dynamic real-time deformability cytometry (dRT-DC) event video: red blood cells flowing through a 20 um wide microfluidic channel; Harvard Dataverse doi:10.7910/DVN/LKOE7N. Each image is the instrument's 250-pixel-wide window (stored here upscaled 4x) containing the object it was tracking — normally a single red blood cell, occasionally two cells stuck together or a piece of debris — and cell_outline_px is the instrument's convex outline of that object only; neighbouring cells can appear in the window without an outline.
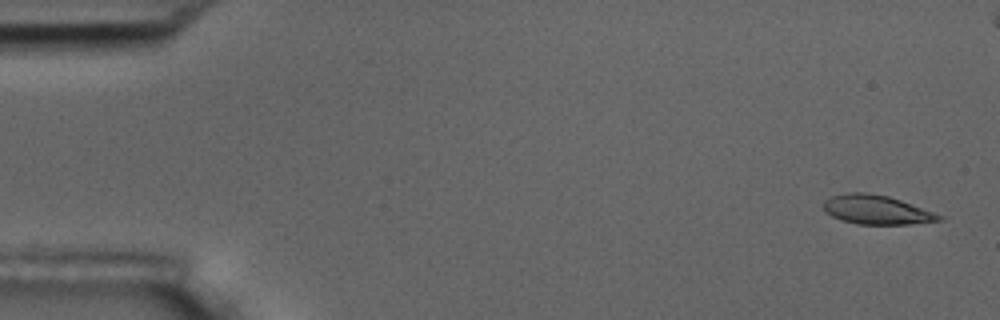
{"species": "common noctule bat (a hibernating species)", "species_latin": "Nyctalus noctula", "temperature_condition": "room temperature", "stored_images_in_passage": 11, "camera_frame_rate_fps": 3000, "um_per_image_px": 0.085, "animal": {"sex": "male", "body_mass_g": 17.5, "forearm_length_mm": 52.3}, "frame": {"image": 1, "passage_image": 1, "time_ms": 0.0, "image_size_px": [1000, 320], "cell_outline_px": [[948, 216], [944, 220], [908, 224], [856, 224], [840, 220], [824, 212], [824, 200], [832, 196], [848, 192], [864, 192], [888, 196]], "centroid_in_image_um": [74.55, 17.84], "position_along_channel_um": 10.5, "area_um2": 19.83}}
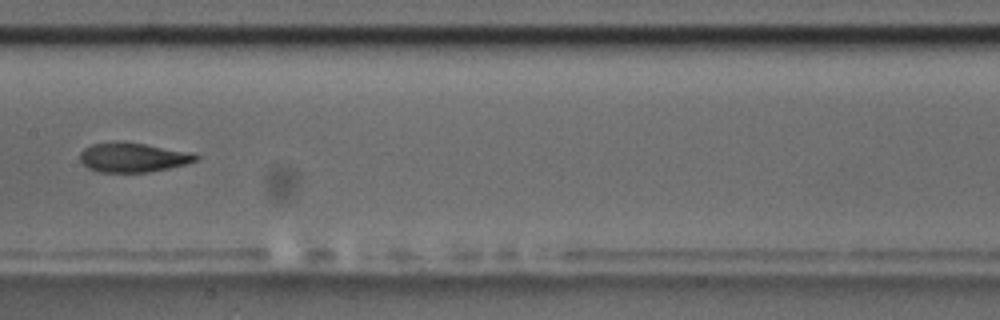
{"frame": {"image": 2, "passage_image": 8, "time_ms": 9.0, "image_size_px": [1000, 320], "cell_outline_px": [[200, 160], [188, 164], [148, 172], [100, 172], [88, 168], [80, 160], [80, 152], [84, 148], [92, 144], [112, 140], [120, 140], [144, 144], [188, 152], [200, 156]], "centroid_in_image_um": [11.28, 13.36], "position_along_channel_um": 196.1, "area_um2": 20.06}}
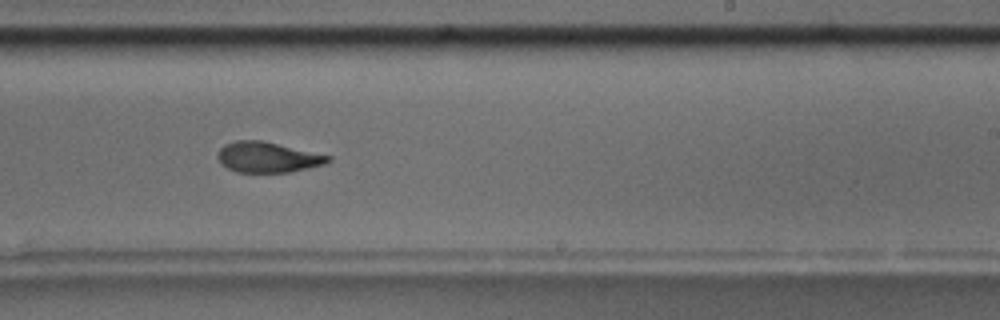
{"frame": {"image": 3, "passage_image": 10, "time_ms": 11.0, "image_size_px": [1000, 320], "cell_outline_px": [[332, 160], [324, 164], [288, 172], [236, 172], [220, 164], [216, 156], [220, 148], [224, 144], [236, 140], [264, 140], [332, 156]], "centroid_in_image_um": [22.73, 13.35], "position_along_channel_um": 266.3, "area_um2": 19.77}}